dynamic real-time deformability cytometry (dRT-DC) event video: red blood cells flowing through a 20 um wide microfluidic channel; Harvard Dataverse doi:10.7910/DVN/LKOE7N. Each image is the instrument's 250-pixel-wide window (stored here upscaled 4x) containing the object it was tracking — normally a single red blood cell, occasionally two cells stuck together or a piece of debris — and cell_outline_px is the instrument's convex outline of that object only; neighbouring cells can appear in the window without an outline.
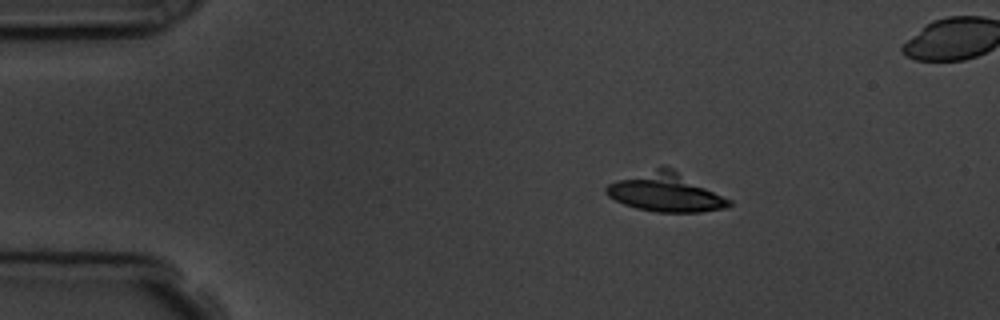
{"species": "common noctule bat (a hibernating species)", "species_latin": "Nyctalus noctula", "temperature_condition": "room temperature", "stored_images_in_passage": 5, "camera_frame_rate_fps": 3000, "um_per_image_px": 0.085, "animal": {"sex": "male", "body_mass_g": 19.5, "forearm_length_mm": 54.6}, "frame": {"image": 1, "passage_image": 2, "time_ms": 1.0, "image_size_px": [1000, 320], "cell_outline_px": [[732, 204], [724, 208], [700, 212], [656, 212], [636, 208], [624, 204], [608, 196], [604, 192], [604, 188], [608, 184], [660, 164], [664, 164], [672, 168], [732, 200]], "centroid_in_image_um": [56.57, 16.33], "position_along_channel_um": 28.4, "area_um2": 27.8}}